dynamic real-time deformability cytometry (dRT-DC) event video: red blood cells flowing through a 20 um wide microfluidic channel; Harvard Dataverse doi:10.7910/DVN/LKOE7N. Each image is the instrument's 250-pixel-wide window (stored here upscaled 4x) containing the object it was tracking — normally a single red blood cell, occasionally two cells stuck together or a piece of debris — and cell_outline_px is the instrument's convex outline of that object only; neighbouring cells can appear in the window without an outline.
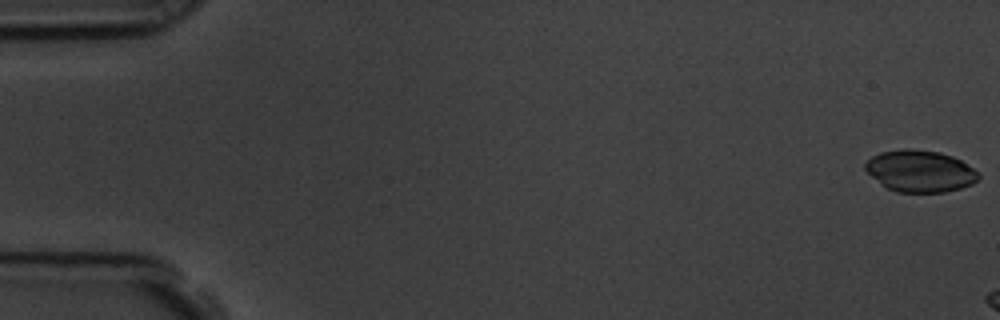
{"species": "common noctule bat (a hibernating species)", "species_latin": "Nyctalus noctula", "temperature_condition": "room temperature", "stored_images_in_passage": 8, "camera_frame_rate_fps": 3000, "um_per_image_px": 0.085, "animal": {"sex": "male", "body_mass_g": 19.5, "forearm_length_mm": 54.6}, "frame": {"image": 1, "passage_image": 1, "time_ms": 0.0, "image_size_px": [1000, 320], "cell_outline_px": [[980, 176], [972, 184], [960, 188], [944, 192], [896, 192], [880, 184], [864, 168], [864, 164], [872, 156], [880, 152], [904, 148], [908, 148], [940, 152], [952, 156], [960, 160], [980, 172]], "centroid_in_image_um": [78.2, 14.54], "position_along_channel_um": 6.8, "area_um2": 27.57}}